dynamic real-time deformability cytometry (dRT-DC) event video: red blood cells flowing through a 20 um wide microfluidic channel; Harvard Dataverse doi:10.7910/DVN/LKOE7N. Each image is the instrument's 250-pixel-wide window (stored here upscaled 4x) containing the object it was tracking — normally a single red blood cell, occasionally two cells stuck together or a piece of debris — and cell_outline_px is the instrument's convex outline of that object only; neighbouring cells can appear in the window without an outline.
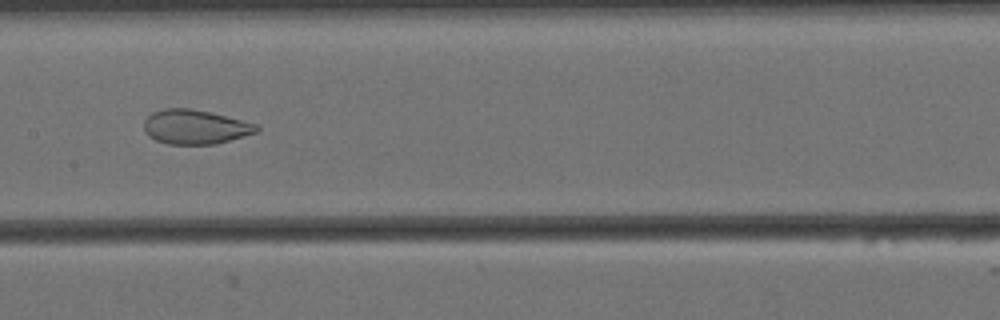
{"species": "Egyptian fruit bat (a non-hibernating species)", "species_latin": "Rousettus aegyptiacus", "temperature_condition": "cold", "stored_images_in_passage": 47, "camera_frame_rate_fps": 3000, "um_per_image_px": 0.085, "animal": {"sex": "female"}, "frame": {"image": 1, "passage_image": 16, "time_ms": 5.0, "image_size_px": [1000, 320], "cell_outline_px": [[260, 128], [256, 132], [216, 144], [168, 144], [156, 140], [148, 136], [144, 132], [144, 120], [152, 112], [164, 108], [188, 108], [208, 112], [256, 124]], "centroid_in_image_um": [16.53, 10.79], "position_along_channel_um": 190.9, "area_um2": 22.31}}
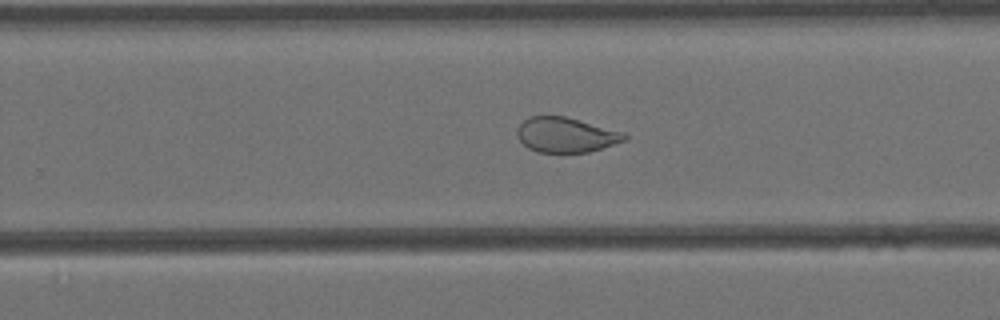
{"frame": {"image": 2, "passage_image": 24, "time_ms": 7.667, "image_size_px": [1000, 320], "cell_outline_px": [[628, 140], [588, 152], [536, 152], [528, 148], [516, 136], [516, 128], [528, 116], [564, 116], [624, 132], [628, 136]], "centroid_in_image_um": [48.09, 11.46], "position_along_channel_um": 281.7, "area_um2": 21.91}}
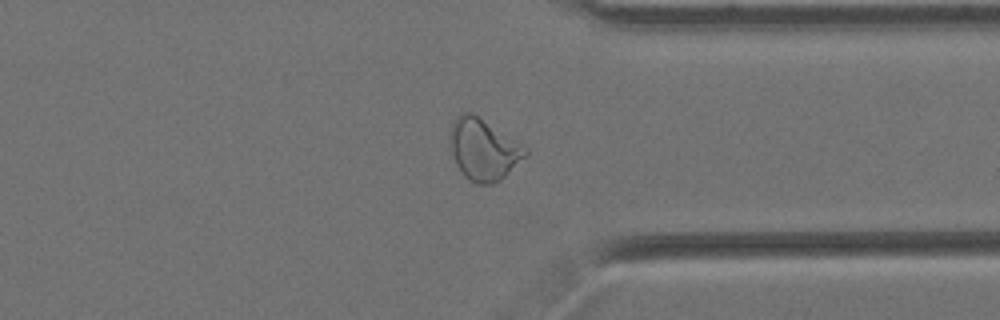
{"frame": {"image": 3, "passage_image": 32, "time_ms": 10.333, "image_size_px": [1000, 320], "cell_outline_px": [[528, 152], [500, 180], [492, 184], [476, 184], [468, 180], [464, 176], [456, 164], [448, 148], [448, 136], [452, 124], [456, 116], [460, 112], [472, 112], [528, 148]], "centroid_in_image_um": [41.02, 12.69], "position_along_channel_um": 370.4, "area_um2": 27.05}, "authors_computed_cell_mechanics": {"area_um2": 25.6632, "velocity_mm_per_s": 3.4454, "shape_relaxation_time_tau1_ms": null, "shape_relaxation_time_tau2_ms": 1.5325, "deformation_change_tau1": null, "deformation_change_tau2": 0.0707}}